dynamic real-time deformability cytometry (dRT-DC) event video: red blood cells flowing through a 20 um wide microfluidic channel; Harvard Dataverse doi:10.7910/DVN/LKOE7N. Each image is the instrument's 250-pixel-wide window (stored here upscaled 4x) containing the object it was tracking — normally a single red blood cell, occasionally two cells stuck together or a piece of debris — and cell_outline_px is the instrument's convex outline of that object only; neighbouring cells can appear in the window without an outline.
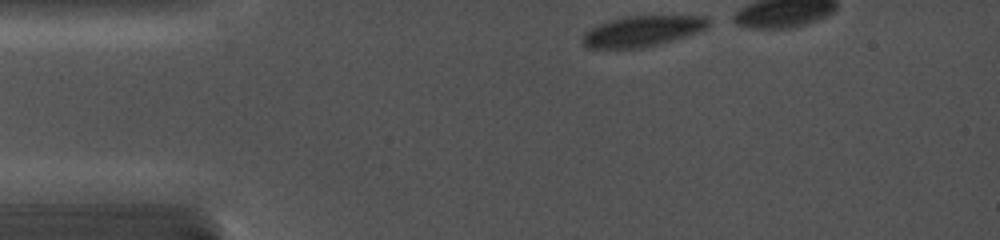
{"species": "common noctule bat (a hibernating species)", "species_latin": "Nyctalus noctula", "temperature_condition": "cold", "stored_images_in_passage": 14, "camera_frame_rate_fps": 5000, "um_per_image_px": 0.085, "animal": {"sex": "female", "body_mass_g": 19.0, "forearm_length_mm": 56.7}, "frame": {"image": 1, "passage_image": 1, "time_ms": 0.0, "image_size_px": [1000, 240], "cell_outline_px": [[708, 28], [660, 44], [640, 48], [588, 48], [580, 40], [584, 32], [608, 20], [624, 16], [708, 16]], "centroid_in_image_um": [54.56, 2.64], "position_along_channel_um": 30.4, "area_um2": 22.37}}
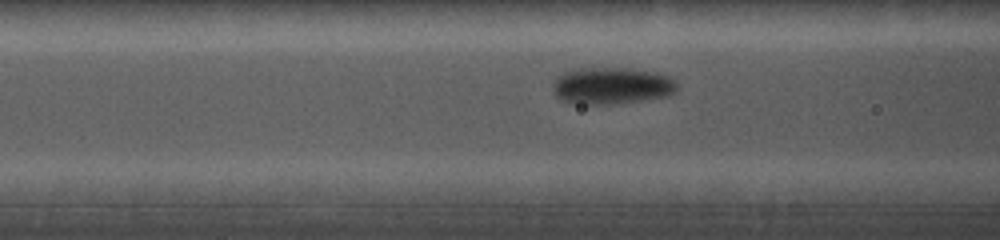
{"frame": {"image": 2, "passage_image": 8, "time_ms": 3.4, "image_size_px": [1000, 240], "cell_outline_px": [[680, 88], [676, 92], [668, 96], [616, 104], [572, 104], [560, 100], [552, 92], [552, 84], [556, 76], [572, 68], [628, 68], [656, 72], [668, 76]], "centroid_in_image_um": [51.94, 7.29], "position_along_channel_um": 114.7, "area_um2": 27.22}}
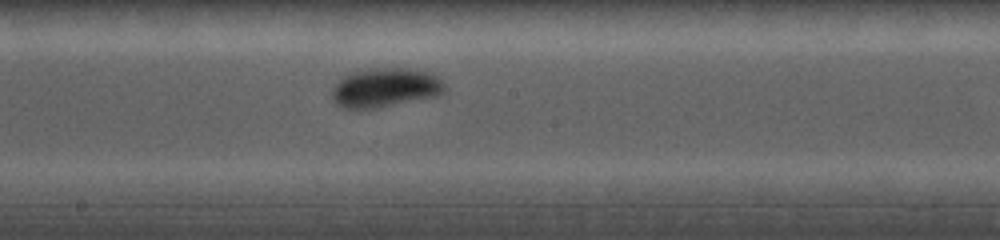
{"frame": {"image": 3, "passage_image": 13, "time_ms": 6.0, "image_size_px": [1000, 240], "cell_outline_px": [[448, 88], [440, 96], [376, 108], [344, 108], [336, 104], [332, 100], [332, 88], [344, 76], [356, 72], [384, 68], [412, 68], [428, 72], [436, 76]], "centroid_in_image_um": [32.8, 7.47], "position_along_channel_um": 215.4, "area_um2": 25.61}}